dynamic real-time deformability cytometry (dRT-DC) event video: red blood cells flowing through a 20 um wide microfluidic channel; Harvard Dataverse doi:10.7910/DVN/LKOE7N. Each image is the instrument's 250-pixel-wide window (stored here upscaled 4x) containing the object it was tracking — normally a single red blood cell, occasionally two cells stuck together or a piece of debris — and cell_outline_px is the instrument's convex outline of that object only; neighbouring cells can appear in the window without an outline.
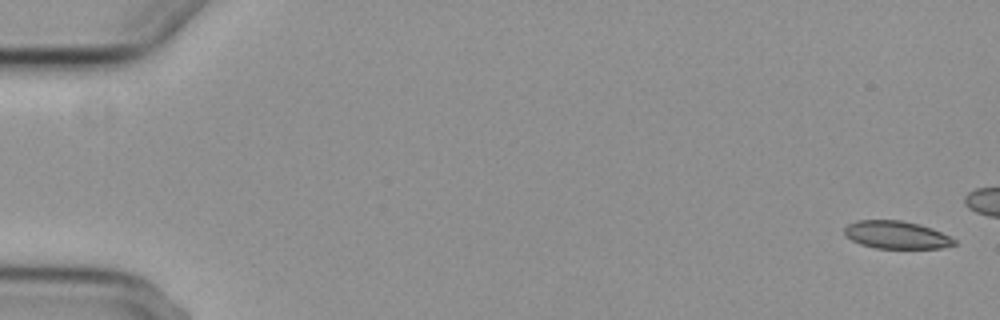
{"species": "common noctule bat (a hibernating species)", "species_latin": "Nyctalus noctula", "temperature_condition": "cold", "stored_images_in_passage": 6, "camera_frame_rate_fps": 3000, "um_per_image_px": 0.085, "animal": {"sex": "female", "body_mass_g": 29.2, "forearm_length_mm": 56.3}, "frame": {"image": 1, "passage_image": 1, "time_ms": 0.0, "image_size_px": [1000, 320], "cell_outline_px": [[956, 244], [940, 248], [876, 248], [860, 244], [844, 236], [844, 228], [848, 224], [856, 220], [900, 220], [920, 224], [932, 228], [956, 240]], "centroid_in_image_um": [76.16, 19.96], "position_along_channel_um": 8.8, "area_um2": 17.74}}